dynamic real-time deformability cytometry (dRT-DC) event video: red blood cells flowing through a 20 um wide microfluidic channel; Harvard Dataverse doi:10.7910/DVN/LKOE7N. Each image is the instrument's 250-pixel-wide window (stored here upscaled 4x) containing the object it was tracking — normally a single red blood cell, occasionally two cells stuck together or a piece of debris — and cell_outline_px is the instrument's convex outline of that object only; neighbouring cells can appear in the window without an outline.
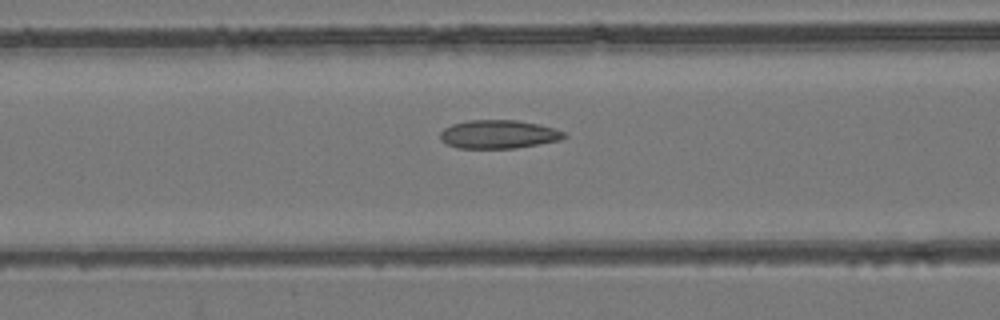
{"species": "common noctule bat (a hibernating species)", "species_latin": "Nyctalus noctula", "temperature_condition": "room temperature", "stored_images_in_passage": 54, "camera_frame_rate_fps": 3000, "um_per_image_px": 0.085, "animal": {"sex": "female", "body_mass_g": 24.6, "forearm_length_mm": 56.2}, "frame": {"image": 1, "passage_image": 22, "time_ms": 7.0, "image_size_px": [1000, 320], "cell_outline_px": [[568, 136], [560, 140], [516, 148], [456, 148], [440, 140], [440, 132], [444, 128], [452, 124], [468, 120], [516, 120], [536, 124], [552, 128], [564, 132]], "centroid_in_image_um": [42.34, 11.42], "position_along_channel_um": 124.3, "area_um2": 20.46}}
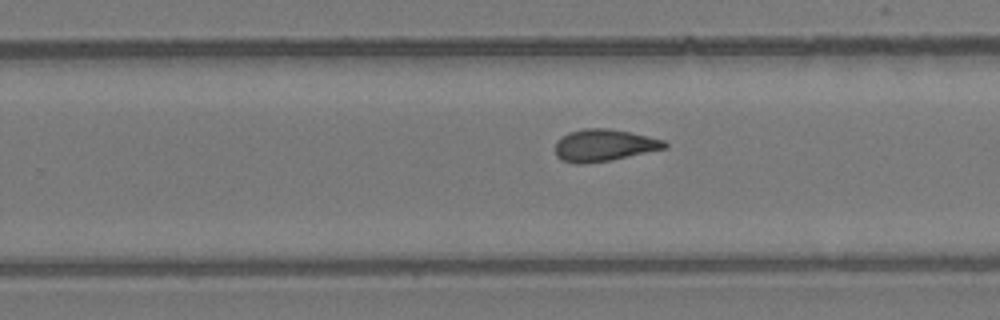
{"frame": {"image": 2, "passage_image": 34, "time_ms": 11.0, "image_size_px": [1000, 320], "cell_outline_px": [[668, 148], [612, 160], [584, 164], [576, 164], [560, 160], [556, 156], [556, 140], [560, 136], [568, 132], [584, 128], [608, 128], [648, 136], [664, 140], [668, 144]], "centroid_in_image_um": [51.32, 12.35], "position_along_channel_um": 278.5, "area_um2": 20.69}}
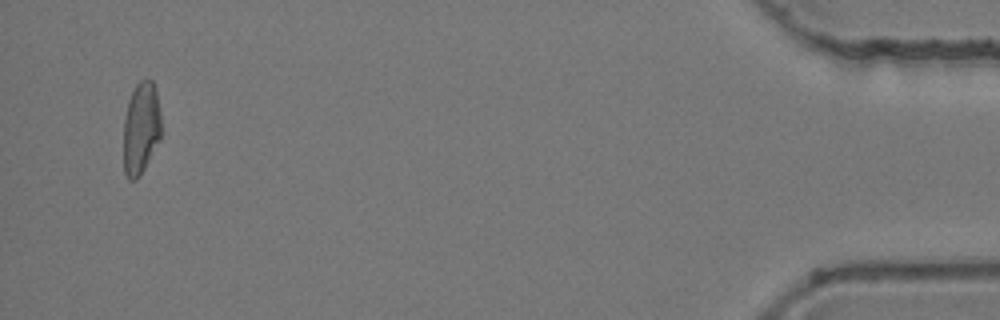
{"frame": {"image": 3, "passage_image": 52, "time_ms": 17.0, "image_size_px": [1000, 320], "cell_outline_px": [[160, 140], [140, 176], [136, 180], [128, 180], [124, 172], [124, 120], [128, 100], [136, 84], [140, 80], [152, 80], [156, 88], [160, 112]], "centroid_in_image_um": [11.98, 10.91], "position_along_channel_um": 423.2, "area_um2": 20.35}, "authors_computed_cell_mechanics": {"area_um2": 20.8658, "velocity_mm_per_s": 3.8598, "shape_relaxation_time_tau1_ms": null, "shape_relaxation_time_tau2_ms": 2.6988, "deformation_change_tau1": null, "deformation_change_tau2": 0.084}}